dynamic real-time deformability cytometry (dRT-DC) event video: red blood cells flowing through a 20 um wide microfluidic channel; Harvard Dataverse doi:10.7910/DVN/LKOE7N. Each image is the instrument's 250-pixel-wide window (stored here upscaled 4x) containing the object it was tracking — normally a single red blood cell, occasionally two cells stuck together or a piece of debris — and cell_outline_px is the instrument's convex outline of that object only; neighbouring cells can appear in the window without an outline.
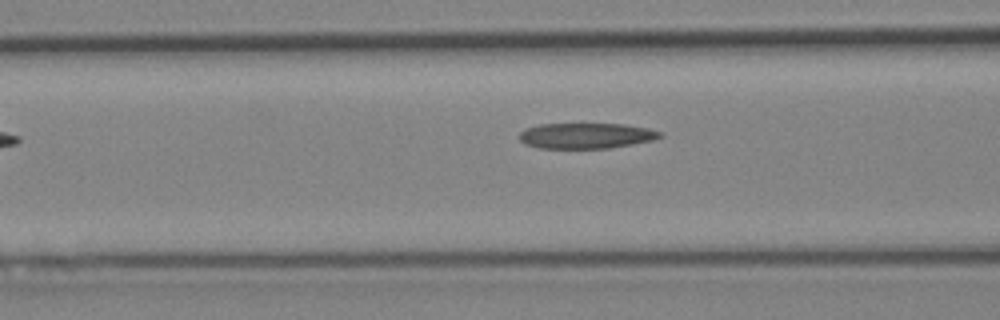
{"species": "Egyptian fruit bat (a non-hibernating species)", "species_latin": "Rousettus aegyptiacus", "temperature_condition": "cold", "stored_images_in_passage": 7, "camera_frame_rate_fps": 3000, "um_per_image_px": 0.085, "animal": {"sex": "female"}, "frame": {"image": 1, "passage_image": 7, "time_ms": 8.0, "image_size_px": [1000, 320], "cell_outline_px": [[664, 136], [652, 140], [632, 144], [608, 148], [540, 148], [524, 144], [520, 140], [520, 132], [524, 128], [540, 124], [624, 124], [648, 128], [664, 132]], "centroid_in_image_um": [49.83, 11.53], "position_along_channel_um": 116.8, "area_um2": 21.04}}